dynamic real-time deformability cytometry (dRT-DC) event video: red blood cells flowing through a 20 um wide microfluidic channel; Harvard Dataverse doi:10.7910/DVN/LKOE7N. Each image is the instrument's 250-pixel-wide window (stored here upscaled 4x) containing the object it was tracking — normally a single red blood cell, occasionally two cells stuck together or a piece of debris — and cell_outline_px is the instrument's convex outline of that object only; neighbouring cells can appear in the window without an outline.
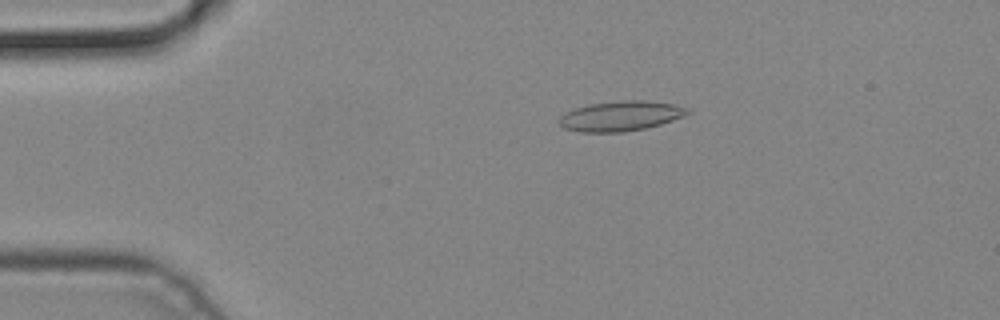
{"species": "common noctule bat (a hibernating species)", "species_latin": "Nyctalus noctula", "temperature_condition": "cold", "stored_images_in_passage": 3, "camera_frame_rate_fps": 3000, "um_per_image_px": 0.085, "animal": {"sex": "male", "body_mass_g": 19.2, "forearm_length_mm": 51.8}, "frame": {"image": 1, "passage_image": 2, "time_ms": 0.333, "image_size_px": [1000, 320], "cell_outline_px": [[692, 112], [684, 116], [660, 124], [644, 128], [624, 132], [580, 132], [564, 128], [560, 124], [560, 116], [564, 112], [588, 104], [620, 100], [644, 100], [676, 104], [688, 108]], "centroid_in_image_um": [52.77, 9.85], "position_along_channel_um": 32.2, "area_um2": 22.48}}